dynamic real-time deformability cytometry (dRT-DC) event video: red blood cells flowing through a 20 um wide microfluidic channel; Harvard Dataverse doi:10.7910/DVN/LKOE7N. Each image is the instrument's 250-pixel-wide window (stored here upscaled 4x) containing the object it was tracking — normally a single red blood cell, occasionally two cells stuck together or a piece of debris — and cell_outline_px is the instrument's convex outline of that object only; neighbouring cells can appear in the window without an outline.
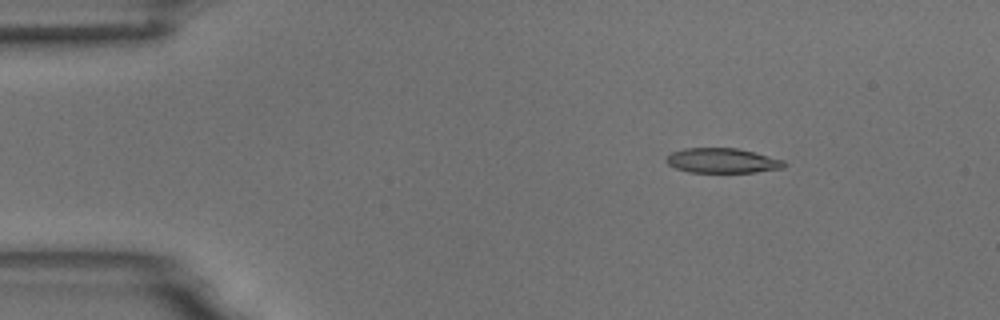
{"species": "common noctule bat (a hibernating species)", "species_latin": "Nyctalus noctula", "temperature_condition": "room temperature", "stored_images_in_passage": 6, "camera_frame_rate_fps": 3000, "um_per_image_px": 0.085, "animal": {"sex": "male", "body_mass_g": 18.8}, "frame": {"image": 1, "passage_image": 3, "time_ms": 2.333, "image_size_px": [1000, 320], "cell_outline_px": [[788, 164], [784, 168], [756, 172], [688, 172], [676, 168], [668, 164], [664, 160], [672, 152], [684, 148], [736, 148], [784, 160]], "centroid_in_image_um": [61.4, 13.66], "position_along_channel_um": 23.6, "area_um2": 16.99}}
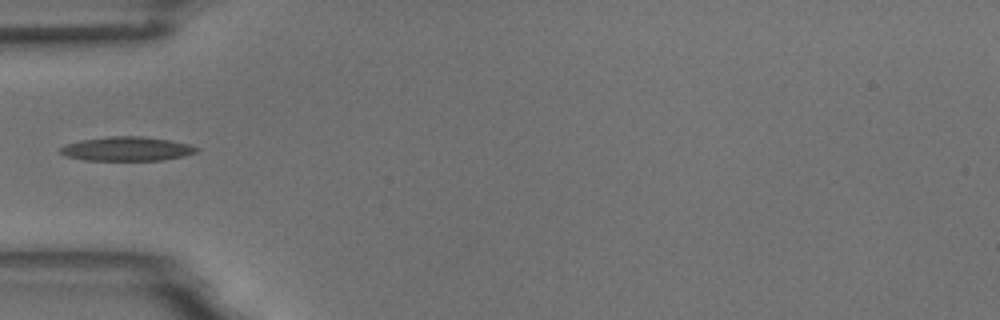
{"frame": {"image": 2, "passage_image": 5, "time_ms": 5.667, "image_size_px": [1000, 320], "cell_outline_px": [[200, 148], [196, 152], [184, 156], [164, 160], [84, 160], [64, 156], [60, 152], [60, 148], [68, 144], [80, 140], [108, 136], [144, 136], [168, 140], [188, 144]], "centroid_in_image_um": [10.78, 12.65], "position_along_channel_um": 74.2, "area_um2": 19.13}}